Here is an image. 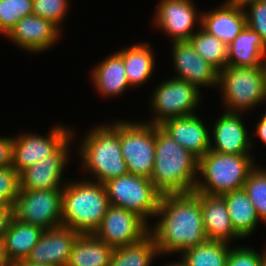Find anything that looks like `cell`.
Instances as JSON below:
<instances>
[{
  "mask_svg": "<svg viewBox=\"0 0 266 266\" xmlns=\"http://www.w3.org/2000/svg\"><path fill=\"white\" fill-rule=\"evenodd\" d=\"M154 217L159 219L153 228L149 226V234L154 239L159 255L181 254L208 240L199 192L161 195Z\"/></svg>",
  "mask_w": 266,
  "mask_h": 266,
  "instance_id": "obj_1",
  "label": "cell"
},
{
  "mask_svg": "<svg viewBox=\"0 0 266 266\" xmlns=\"http://www.w3.org/2000/svg\"><path fill=\"white\" fill-rule=\"evenodd\" d=\"M155 155L150 177L161 194H183L195 190L198 158L155 125Z\"/></svg>",
  "mask_w": 266,
  "mask_h": 266,
  "instance_id": "obj_2",
  "label": "cell"
},
{
  "mask_svg": "<svg viewBox=\"0 0 266 266\" xmlns=\"http://www.w3.org/2000/svg\"><path fill=\"white\" fill-rule=\"evenodd\" d=\"M82 167L101 184L129 173L121 153L120 120L93 127L80 142ZM95 179V180H94Z\"/></svg>",
  "mask_w": 266,
  "mask_h": 266,
  "instance_id": "obj_3",
  "label": "cell"
},
{
  "mask_svg": "<svg viewBox=\"0 0 266 266\" xmlns=\"http://www.w3.org/2000/svg\"><path fill=\"white\" fill-rule=\"evenodd\" d=\"M84 179L76 182L68 180L62 189V225L79 234H93L110 202L104 184Z\"/></svg>",
  "mask_w": 266,
  "mask_h": 266,
  "instance_id": "obj_4",
  "label": "cell"
},
{
  "mask_svg": "<svg viewBox=\"0 0 266 266\" xmlns=\"http://www.w3.org/2000/svg\"><path fill=\"white\" fill-rule=\"evenodd\" d=\"M251 154H228L209 150L198 159L195 192L208 195L243 189L250 172L257 166Z\"/></svg>",
  "mask_w": 266,
  "mask_h": 266,
  "instance_id": "obj_5",
  "label": "cell"
},
{
  "mask_svg": "<svg viewBox=\"0 0 266 266\" xmlns=\"http://www.w3.org/2000/svg\"><path fill=\"white\" fill-rule=\"evenodd\" d=\"M217 87L221 89L225 111L244 114L266 102L265 67L227 65L218 72Z\"/></svg>",
  "mask_w": 266,
  "mask_h": 266,
  "instance_id": "obj_6",
  "label": "cell"
},
{
  "mask_svg": "<svg viewBox=\"0 0 266 266\" xmlns=\"http://www.w3.org/2000/svg\"><path fill=\"white\" fill-rule=\"evenodd\" d=\"M110 205L124 208L142 217L148 224L158 210L161 194L152 181L127 173L104 183Z\"/></svg>",
  "mask_w": 266,
  "mask_h": 266,
  "instance_id": "obj_7",
  "label": "cell"
},
{
  "mask_svg": "<svg viewBox=\"0 0 266 266\" xmlns=\"http://www.w3.org/2000/svg\"><path fill=\"white\" fill-rule=\"evenodd\" d=\"M151 96L150 108L154 117L146 123L154 125H160L170 118L196 114L202 98L196 86L175 77L162 81Z\"/></svg>",
  "mask_w": 266,
  "mask_h": 266,
  "instance_id": "obj_8",
  "label": "cell"
},
{
  "mask_svg": "<svg viewBox=\"0 0 266 266\" xmlns=\"http://www.w3.org/2000/svg\"><path fill=\"white\" fill-rule=\"evenodd\" d=\"M120 146L129 173L150 179L155 161V125L120 120Z\"/></svg>",
  "mask_w": 266,
  "mask_h": 266,
  "instance_id": "obj_9",
  "label": "cell"
},
{
  "mask_svg": "<svg viewBox=\"0 0 266 266\" xmlns=\"http://www.w3.org/2000/svg\"><path fill=\"white\" fill-rule=\"evenodd\" d=\"M12 216L48 230L62 225V189L19 190Z\"/></svg>",
  "mask_w": 266,
  "mask_h": 266,
  "instance_id": "obj_10",
  "label": "cell"
},
{
  "mask_svg": "<svg viewBox=\"0 0 266 266\" xmlns=\"http://www.w3.org/2000/svg\"><path fill=\"white\" fill-rule=\"evenodd\" d=\"M71 128L55 125L47 136L21 133L13 138L12 166L20 174L34 163L53 154L71 135Z\"/></svg>",
  "mask_w": 266,
  "mask_h": 266,
  "instance_id": "obj_11",
  "label": "cell"
},
{
  "mask_svg": "<svg viewBox=\"0 0 266 266\" xmlns=\"http://www.w3.org/2000/svg\"><path fill=\"white\" fill-rule=\"evenodd\" d=\"M93 234L115 249L142 240L149 234V224L134 212L110 205Z\"/></svg>",
  "mask_w": 266,
  "mask_h": 266,
  "instance_id": "obj_12",
  "label": "cell"
},
{
  "mask_svg": "<svg viewBox=\"0 0 266 266\" xmlns=\"http://www.w3.org/2000/svg\"><path fill=\"white\" fill-rule=\"evenodd\" d=\"M193 0H160L155 10L154 25L174 41H188L201 26L202 14L197 11ZM199 12V14H198ZM199 21V22H197Z\"/></svg>",
  "mask_w": 266,
  "mask_h": 266,
  "instance_id": "obj_13",
  "label": "cell"
},
{
  "mask_svg": "<svg viewBox=\"0 0 266 266\" xmlns=\"http://www.w3.org/2000/svg\"><path fill=\"white\" fill-rule=\"evenodd\" d=\"M74 135L76 136V133L72 132V135L53 154L32 164L19 174L20 190L64 188L65 182L62 183V176L70 159V145L75 140Z\"/></svg>",
  "mask_w": 266,
  "mask_h": 266,
  "instance_id": "obj_14",
  "label": "cell"
},
{
  "mask_svg": "<svg viewBox=\"0 0 266 266\" xmlns=\"http://www.w3.org/2000/svg\"><path fill=\"white\" fill-rule=\"evenodd\" d=\"M61 31L53 22L31 14L20 19L5 37L29 53H39L55 45Z\"/></svg>",
  "mask_w": 266,
  "mask_h": 266,
  "instance_id": "obj_15",
  "label": "cell"
},
{
  "mask_svg": "<svg viewBox=\"0 0 266 266\" xmlns=\"http://www.w3.org/2000/svg\"><path fill=\"white\" fill-rule=\"evenodd\" d=\"M173 67L177 72L174 76L186 80L196 86L214 87L218 85V71L205 61L189 41H174L172 43Z\"/></svg>",
  "mask_w": 266,
  "mask_h": 266,
  "instance_id": "obj_16",
  "label": "cell"
},
{
  "mask_svg": "<svg viewBox=\"0 0 266 266\" xmlns=\"http://www.w3.org/2000/svg\"><path fill=\"white\" fill-rule=\"evenodd\" d=\"M242 113L226 112L215 121L210 133V150L228 154H251L253 139L242 119ZM252 140V141H251Z\"/></svg>",
  "mask_w": 266,
  "mask_h": 266,
  "instance_id": "obj_17",
  "label": "cell"
},
{
  "mask_svg": "<svg viewBox=\"0 0 266 266\" xmlns=\"http://www.w3.org/2000/svg\"><path fill=\"white\" fill-rule=\"evenodd\" d=\"M79 235L64 225L45 230L26 261L33 264L67 266L72 245Z\"/></svg>",
  "mask_w": 266,
  "mask_h": 266,
  "instance_id": "obj_18",
  "label": "cell"
},
{
  "mask_svg": "<svg viewBox=\"0 0 266 266\" xmlns=\"http://www.w3.org/2000/svg\"><path fill=\"white\" fill-rule=\"evenodd\" d=\"M205 12H201L200 27L227 46L246 26L245 13L238 0H225L216 9Z\"/></svg>",
  "mask_w": 266,
  "mask_h": 266,
  "instance_id": "obj_19",
  "label": "cell"
},
{
  "mask_svg": "<svg viewBox=\"0 0 266 266\" xmlns=\"http://www.w3.org/2000/svg\"><path fill=\"white\" fill-rule=\"evenodd\" d=\"M159 127L198 159L210 150V131L196 114L167 119Z\"/></svg>",
  "mask_w": 266,
  "mask_h": 266,
  "instance_id": "obj_20",
  "label": "cell"
},
{
  "mask_svg": "<svg viewBox=\"0 0 266 266\" xmlns=\"http://www.w3.org/2000/svg\"><path fill=\"white\" fill-rule=\"evenodd\" d=\"M204 231L208 240L229 243L242 239L233 229L226 201L221 195L199 193Z\"/></svg>",
  "mask_w": 266,
  "mask_h": 266,
  "instance_id": "obj_21",
  "label": "cell"
},
{
  "mask_svg": "<svg viewBox=\"0 0 266 266\" xmlns=\"http://www.w3.org/2000/svg\"><path fill=\"white\" fill-rule=\"evenodd\" d=\"M91 73L94 87L103 97L118 96L131 87L125 74L123 58L118 52L100 61Z\"/></svg>",
  "mask_w": 266,
  "mask_h": 266,
  "instance_id": "obj_22",
  "label": "cell"
},
{
  "mask_svg": "<svg viewBox=\"0 0 266 266\" xmlns=\"http://www.w3.org/2000/svg\"><path fill=\"white\" fill-rule=\"evenodd\" d=\"M229 66L251 67L264 65L266 44L261 36L247 25L240 34L227 46Z\"/></svg>",
  "mask_w": 266,
  "mask_h": 266,
  "instance_id": "obj_23",
  "label": "cell"
},
{
  "mask_svg": "<svg viewBox=\"0 0 266 266\" xmlns=\"http://www.w3.org/2000/svg\"><path fill=\"white\" fill-rule=\"evenodd\" d=\"M43 232L40 227L21 222L12 216L3 238L9 262L26 260Z\"/></svg>",
  "mask_w": 266,
  "mask_h": 266,
  "instance_id": "obj_24",
  "label": "cell"
},
{
  "mask_svg": "<svg viewBox=\"0 0 266 266\" xmlns=\"http://www.w3.org/2000/svg\"><path fill=\"white\" fill-rule=\"evenodd\" d=\"M151 44L141 42L117 51L123 58L125 74L131 87L146 83L156 66Z\"/></svg>",
  "mask_w": 266,
  "mask_h": 266,
  "instance_id": "obj_25",
  "label": "cell"
},
{
  "mask_svg": "<svg viewBox=\"0 0 266 266\" xmlns=\"http://www.w3.org/2000/svg\"><path fill=\"white\" fill-rule=\"evenodd\" d=\"M114 248L94 234H79L72 245L67 266H108Z\"/></svg>",
  "mask_w": 266,
  "mask_h": 266,
  "instance_id": "obj_26",
  "label": "cell"
},
{
  "mask_svg": "<svg viewBox=\"0 0 266 266\" xmlns=\"http://www.w3.org/2000/svg\"><path fill=\"white\" fill-rule=\"evenodd\" d=\"M221 196L226 201L234 231L242 239L254 233L260 219L247 193L241 189L224 193Z\"/></svg>",
  "mask_w": 266,
  "mask_h": 266,
  "instance_id": "obj_27",
  "label": "cell"
},
{
  "mask_svg": "<svg viewBox=\"0 0 266 266\" xmlns=\"http://www.w3.org/2000/svg\"><path fill=\"white\" fill-rule=\"evenodd\" d=\"M156 256L158 249L148 234L137 243L115 248L108 266H151Z\"/></svg>",
  "mask_w": 266,
  "mask_h": 266,
  "instance_id": "obj_28",
  "label": "cell"
},
{
  "mask_svg": "<svg viewBox=\"0 0 266 266\" xmlns=\"http://www.w3.org/2000/svg\"><path fill=\"white\" fill-rule=\"evenodd\" d=\"M229 243L207 240L201 245L181 253V261L187 266H225L230 252Z\"/></svg>",
  "mask_w": 266,
  "mask_h": 266,
  "instance_id": "obj_29",
  "label": "cell"
},
{
  "mask_svg": "<svg viewBox=\"0 0 266 266\" xmlns=\"http://www.w3.org/2000/svg\"><path fill=\"white\" fill-rule=\"evenodd\" d=\"M194 50L218 72L227 66V45L201 27L188 40Z\"/></svg>",
  "mask_w": 266,
  "mask_h": 266,
  "instance_id": "obj_30",
  "label": "cell"
},
{
  "mask_svg": "<svg viewBox=\"0 0 266 266\" xmlns=\"http://www.w3.org/2000/svg\"><path fill=\"white\" fill-rule=\"evenodd\" d=\"M243 190L254 205L259 219L266 223V168L256 166L246 179Z\"/></svg>",
  "mask_w": 266,
  "mask_h": 266,
  "instance_id": "obj_31",
  "label": "cell"
},
{
  "mask_svg": "<svg viewBox=\"0 0 266 266\" xmlns=\"http://www.w3.org/2000/svg\"><path fill=\"white\" fill-rule=\"evenodd\" d=\"M32 12L33 0H0L1 35L5 36L20 19Z\"/></svg>",
  "mask_w": 266,
  "mask_h": 266,
  "instance_id": "obj_32",
  "label": "cell"
},
{
  "mask_svg": "<svg viewBox=\"0 0 266 266\" xmlns=\"http://www.w3.org/2000/svg\"><path fill=\"white\" fill-rule=\"evenodd\" d=\"M240 1L246 19V25L257 32L266 44V0H238ZM247 7H249L247 10Z\"/></svg>",
  "mask_w": 266,
  "mask_h": 266,
  "instance_id": "obj_33",
  "label": "cell"
},
{
  "mask_svg": "<svg viewBox=\"0 0 266 266\" xmlns=\"http://www.w3.org/2000/svg\"><path fill=\"white\" fill-rule=\"evenodd\" d=\"M69 5V0H33L32 14L53 22L61 29Z\"/></svg>",
  "mask_w": 266,
  "mask_h": 266,
  "instance_id": "obj_34",
  "label": "cell"
},
{
  "mask_svg": "<svg viewBox=\"0 0 266 266\" xmlns=\"http://www.w3.org/2000/svg\"><path fill=\"white\" fill-rule=\"evenodd\" d=\"M19 190V173L13 166L0 168V207L13 209Z\"/></svg>",
  "mask_w": 266,
  "mask_h": 266,
  "instance_id": "obj_35",
  "label": "cell"
},
{
  "mask_svg": "<svg viewBox=\"0 0 266 266\" xmlns=\"http://www.w3.org/2000/svg\"><path fill=\"white\" fill-rule=\"evenodd\" d=\"M263 251L261 254L249 246L232 247L225 266H259L261 257L266 253V248Z\"/></svg>",
  "mask_w": 266,
  "mask_h": 266,
  "instance_id": "obj_36",
  "label": "cell"
},
{
  "mask_svg": "<svg viewBox=\"0 0 266 266\" xmlns=\"http://www.w3.org/2000/svg\"><path fill=\"white\" fill-rule=\"evenodd\" d=\"M13 137H0V168L12 165Z\"/></svg>",
  "mask_w": 266,
  "mask_h": 266,
  "instance_id": "obj_37",
  "label": "cell"
},
{
  "mask_svg": "<svg viewBox=\"0 0 266 266\" xmlns=\"http://www.w3.org/2000/svg\"><path fill=\"white\" fill-rule=\"evenodd\" d=\"M11 217L12 209L0 207V239L4 238Z\"/></svg>",
  "mask_w": 266,
  "mask_h": 266,
  "instance_id": "obj_38",
  "label": "cell"
},
{
  "mask_svg": "<svg viewBox=\"0 0 266 266\" xmlns=\"http://www.w3.org/2000/svg\"><path fill=\"white\" fill-rule=\"evenodd\" d=\"M261 119L256 124L255 135H257L262 143L266 145V112L261 115Z\"/></svg>",
  "mask_w": 266,
  "mask_h": 266,
  "instance_id": "obj_39",
  "label": "cell"
},
{
  "mask_svg": "<svg viewBox=\"0 0 266 266\" xmlns=\"http://www.w3.org/2000/svg\"><path fill=\"white\" fill-rule=\"evenodd\" d=\"M9 260L5 254L4 240L0 239V266H8Z\"/></svg>",
  "mask_w": 266,
  "mask_h": 266,
  "instance_id": "obj_40",
  "label": "cell"
},
{
  "mask_svg": "<svg viewBox=\"0 0 266 266\" xmlns=\"http://www.w3.org/2000/svg\"><path fill=\"white\" fill-rule=\"evenodd\" d=\"M8 266H51V265L33 264V263L28 262L26 260H19V261L9 262Z\"/></svg>",
  "mask_w": 266,
  "mask_h": 266,
  "instance_id": "obj_41",
  "label": "cell"
},
{
  "mask_svg": "<svg viewBox=\"0 0 266 266\" xmlns=\"http://www.w3.org/2000/svg\"><path fill=\"white\" fill-rule=\"evenodd\" d=\"M166 266H187L183 261L179 260V261H175L173 263H169L166 264Z\"/></svg>",
  "mask_w": 266,
  "mask_h": 266,
  "instance_id": "obj_42",
  "label": "cell"
},
{
  "mask_svg": "<svg viewBox=\"0 0 266 266\" xmlns=\"http://www.w3.org/2000/svg\"><path fill=\"white\" fill-rule=\"evenodd\" d=\"M259 266H266V253L261 257V262Z\"/></svg>",
  "mask_w": 266,
  "mask_h": 266,
  "instance_id": "obj_43",
  "label": "cell"
},
{
  "mask_svg": "<svg viewBox=\"0 0 266 266\" xmlns=\"http://www.w3.org/2000/svg\"><path fill=\"white\" fill-rule=\"evenodd\" d=\"M265 73H266V60L264 61Z\"/></svg>",
  "mask_w": 266,
  "mask_h": 266,
  "instance_id": "obj_44",
  "label": "cell"
}]
</instances>
